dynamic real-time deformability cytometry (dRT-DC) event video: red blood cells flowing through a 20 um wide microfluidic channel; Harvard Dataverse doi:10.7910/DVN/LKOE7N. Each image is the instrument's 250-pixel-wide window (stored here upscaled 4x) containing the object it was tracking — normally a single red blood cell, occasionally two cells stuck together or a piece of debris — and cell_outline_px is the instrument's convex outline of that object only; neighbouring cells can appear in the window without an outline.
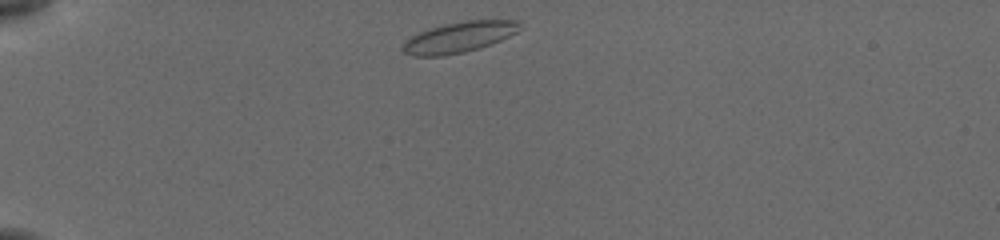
{"species": "common noctule bat (a hibernating species)", "species_latin": "Nyctalus noctula", "temperature_condition": "cold", "stored_images_in_passage": 48, "camera_frame_rate_fps": 3000, "um_per_image_px": 0.085, "animal": {"sex": "female", "body_mass_g": 19.5, "forearm_length_mm": 54.1}, "frame": {"image": 1, "passage_image": 1, "time_ms": 0.0, "image_size_px": [1000, 240], "cell_outline_px": [[520, 28], [516, 32], [492, 44], [480, 48], [464, 52], [444, 56], [412, 56], [404, 52], [404, 44], [412, 36], [420, 32], [444, 24], [464, 20], [516, 20], [520, 24]], "centroid_in_image_um": [39.05, 3.16], "position_along_channel_um": 46.0, "area_um2": 20.63}}
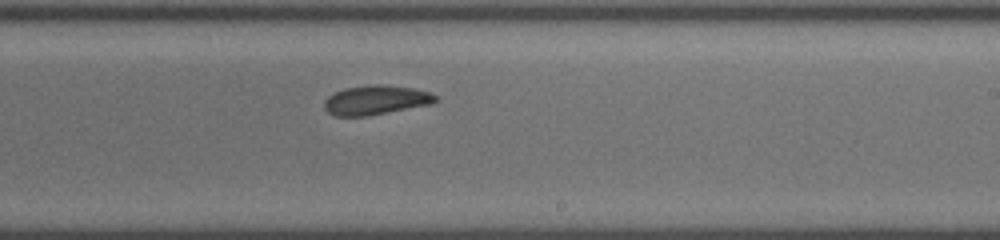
{"frame": {"image": 2, "passage_image": 25, "time_ms": 6.667, "image_size_px": [1000, 240], "cell_outline_px": [[436, 100], [432, 104], [368, 116], [336, 116], [328, 112], [324, 108], [324, 100], [328, 96], [344, 88], [368, 84], [380, 84], [416, 88], [432, 92], [436, 96]], "centroid_in_image_um": [31.96, 8.49], "position_along_channel_um": 257.0, "area_um2": 19.25}}
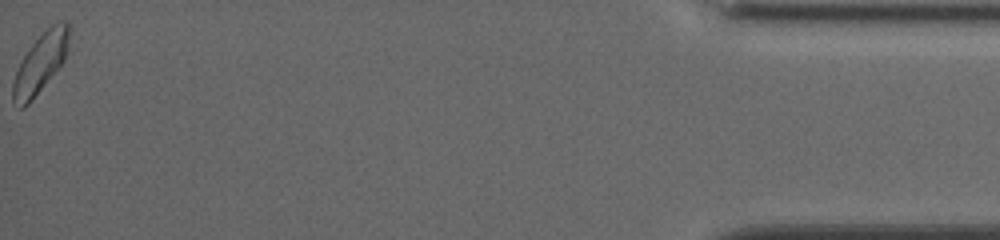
{"frame": {"image": 3, "passage_image": 48, "time_ms": 13.333, "image_size_px": [1000, 240], "cell_outline_px": [[68, 48], [64, 60], [32, 100], [24, 108], [20, 108], [12, 100], [12, 80], [24, 56], [32, 44], [52, 24], [60, 20], [64, 20], [68, 24]], "centroid_in_image_um": [3.42, 5.38], "position_along_channel_um": 431.8, "area_um2": 19.02}, "authors_computed_cell_mechanics": {"area_um2": 18.9295, "velocity_mm_per_s": 3.8015, "shape_relaxation_time_tau1_ms": 2.9235, "shape_relaxation_time_tau2_ms": 2.8492, "deformation_change_tau1": 0.0862, "deformation_change_tau2": 0.083}}